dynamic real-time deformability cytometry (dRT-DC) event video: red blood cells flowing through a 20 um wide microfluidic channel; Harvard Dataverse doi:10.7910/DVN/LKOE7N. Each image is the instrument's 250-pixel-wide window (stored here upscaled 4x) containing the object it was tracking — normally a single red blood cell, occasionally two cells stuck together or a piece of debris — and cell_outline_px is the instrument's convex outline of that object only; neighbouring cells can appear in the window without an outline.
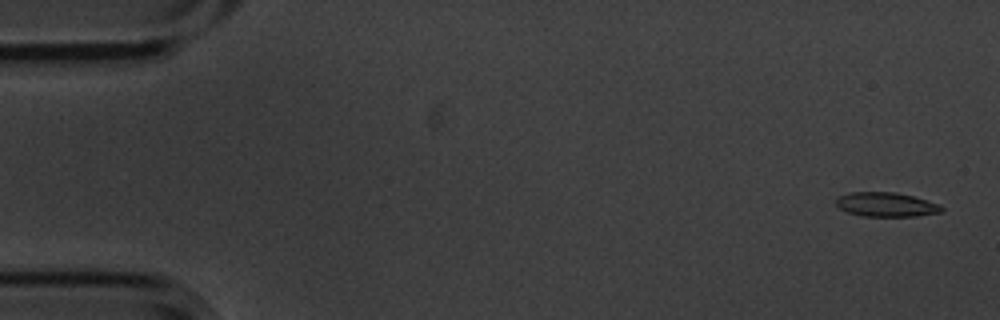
{"species": "common noctule bat (a hibernating species)", "species_latin": "Nyctalus noctula", "temperature_condition": "cold", "stored_images_in_passage": 4, "camera_frame_rate_fps": 3000, "um_per_image_px": 0.085, "animal": {"sex": "male", "body_mass_g": 20.1, "forearm_length_mm": 53.5}, "frame": {"image": 1, "passage_image": 1, "time_ms": 0.0, "image_size_px": [1000, 320], "cell_outline_px": [[944, 208], [940, 212], [916, 216], [860, 216], [848, 212], [840, 208], [836, 204], [836, 200], [840, 196], [848, 192], [896, 192], [912, 196], [940, 204]], "centroid_in_image_um": [75.32, 17.38], "position_along_channel_um": 9.7, "area_um2": 14.85}}